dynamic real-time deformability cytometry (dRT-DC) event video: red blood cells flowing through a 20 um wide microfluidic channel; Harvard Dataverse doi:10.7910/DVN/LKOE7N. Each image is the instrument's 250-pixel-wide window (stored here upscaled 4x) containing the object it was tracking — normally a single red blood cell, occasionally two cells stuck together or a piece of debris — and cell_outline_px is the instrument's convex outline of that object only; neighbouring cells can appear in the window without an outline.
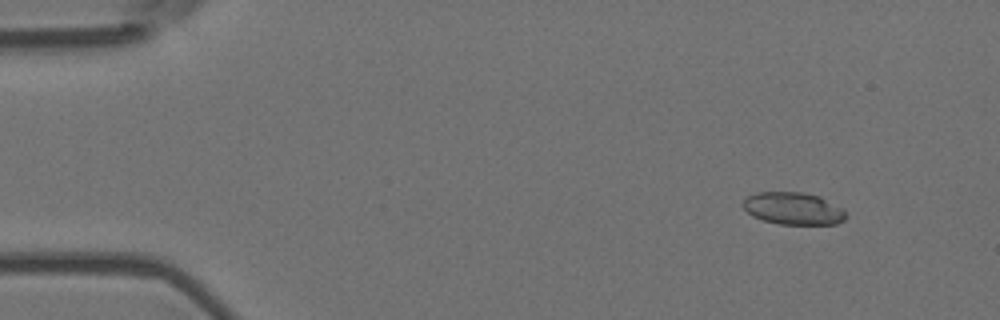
{"species": "Egyptian fruit bat (a non-hibernating species)", "species_latin": "Rousettus aegyptiacus", "temperature_condition": "room temperature", "stored_images_in_passage": 20, "camera_frame_rate_fps": 3000, "um_per_image_px": 0.085, "animal": {"sex": "female"}, "frame": {"image": 1, "passage_image": 6, "time_ms": 1.667, "image_size_px": [1000, 320], "cell_outline_px": [[848, 216], [844, 220], [836, 224], [780, 224], [764, 220], [752, 216], [740, 204], [748, 196], [756, 192], [804, 192], [820, 196], [844, 208]], "centroid_in_image_um": [67.46, 17.71], "position_along_channel_um": 17.5, "area_um2": 19.59}}
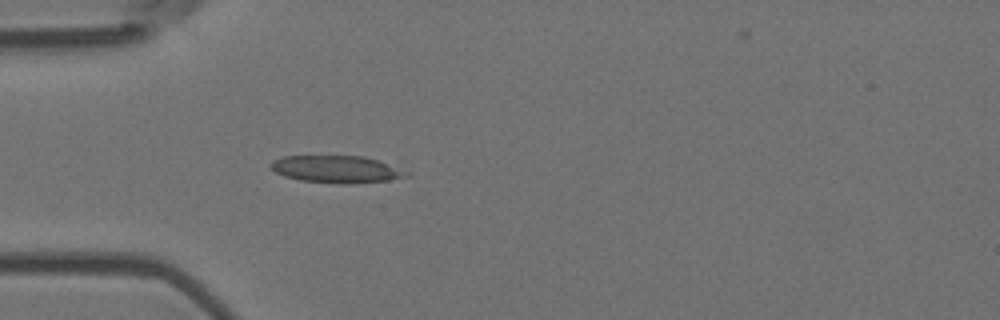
{"frame": {"image": 2, "passage_image": 17, "time_ms": 5.333, "image_size_px": [1000, 320], "cell_outline_px": [[412, 176], [388, 180], [348, 184], [340, 184], [300, 180], [284, 176], [276, 172], [268, 164], [272, 160], [284, 156], [364, 156], [412, 172]], "centroid_in_image_um": [28.63, 14.39], "position_along_channel_um": 56.4, "area_um2": 21.62}}